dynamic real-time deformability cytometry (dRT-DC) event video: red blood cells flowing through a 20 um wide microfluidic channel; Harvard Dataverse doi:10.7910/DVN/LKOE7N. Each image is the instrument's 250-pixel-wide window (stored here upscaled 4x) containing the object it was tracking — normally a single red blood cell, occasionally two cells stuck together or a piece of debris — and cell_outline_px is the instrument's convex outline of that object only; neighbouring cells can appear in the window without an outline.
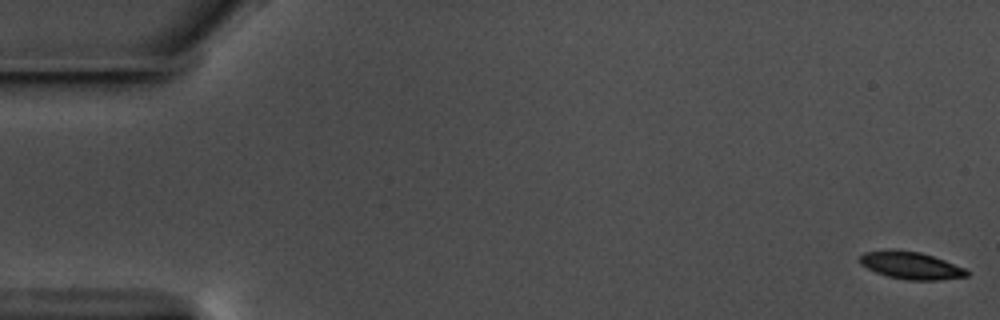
{"species": "common noctule bat (a hibernating species)", "species_latin": "Nyctalus noctula", "temperature_condition": "warm", "stored_images_in_passage": 59, "camera_frame_rate_fps": 3000, "um_per_image_px": 0.085, "animal": {"sex": "male", "body_mass_g": 17.5, "forearm_length_mm": 52.3}, "frame": {"image": 1, "passage_image": 1, "time_ms": 0.0, "image_size_px": [1000, 320], "cell_outline_px": [[968, 276], [936, 280], [908, 280], [888, 276], [876, 272], [860, 264], [856, 260], [864, 252], [892, 248], [920, 252], [944, 260], [964, 268], [968, 272]], "centroid_in_image_um": [77.36, 22.54], "position_along_channel_um": 7.6, "area_um2": 17.11}}
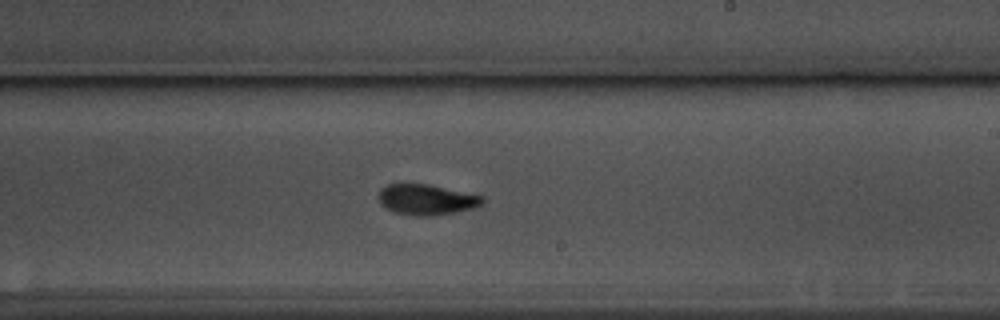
{"frame": {"image": 2, "passage_image": 35, "time_ms": 11.333, "image_size_px": [1000, 320], "cell_outline_px": [[484, 204], [472, 208], [456, 212], [432, 216], [412, 216], [396, 212], [380, 204], [380, 188], [388, 184], [428, 184], [484, 196]], "centroid_in_image_um": [36.28, 16.97], "position_along_channel_um": 252.7, "area_um2": 18.44}}
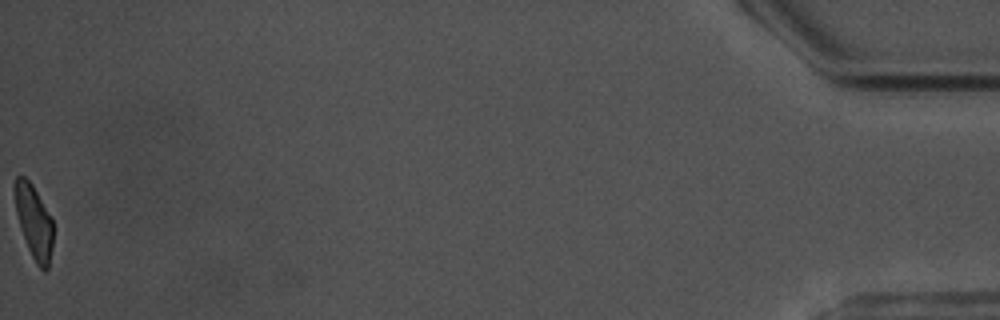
{"frame": {"image": 3, "passage_image": 59, "time_ms": 19.333, "image_size_px": [1000, 320], "cell_outline_px": [[52, 248], [48, 268], [44, 272], [36, 264], [28, 248], [20, 228], [16, 212], [16, 176], [24, 176], [32, 184], [52, 216]], "centroid_in_image_um": [2.91, 18.89], "position_along_channel_um": 432.3, "area_um2": 16.18}, "authors_computed_cell_mechanics": {"area_um2": 18.1492, "velocity_mm_per_s": 3.5265, "shape_relaxation_time_tau1_ms": 2.7399, "shape_relaxation_time_tau2_ms": 2.3892, "deformation_change_tau1": 0.143, "deformation_change_tau2": 0.0756}}